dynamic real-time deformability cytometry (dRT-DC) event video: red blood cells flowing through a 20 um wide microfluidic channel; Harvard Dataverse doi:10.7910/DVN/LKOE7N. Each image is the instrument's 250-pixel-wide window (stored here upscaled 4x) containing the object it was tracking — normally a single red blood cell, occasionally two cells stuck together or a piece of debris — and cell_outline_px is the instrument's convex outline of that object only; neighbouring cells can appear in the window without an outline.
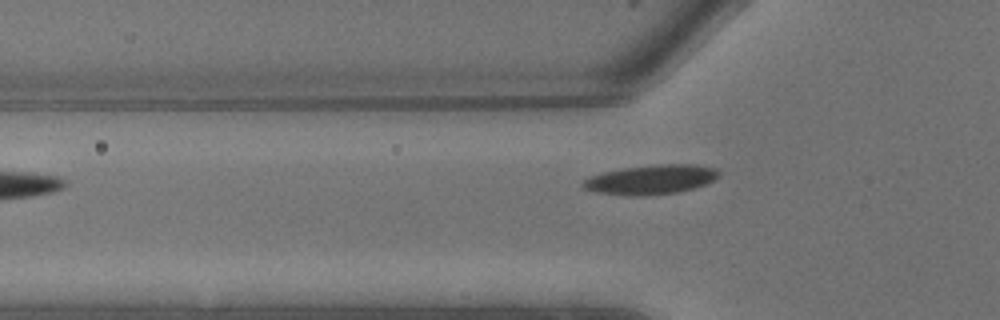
{"species": "common noctule bat (a hibernating species)", "species_latin": "Nyctalus noctula", "temperature_condition": "warm", "stored_images_in_passage": 8, "camera_frame_rate_fps": 3000, "um_per_image_px": 0.085, "animal": {"sex": "male", "body_mass_g": 13.3}, "frame": {"image": 1, "passage_image": 8, "time_ms": 2.333, "image_size_px": [1000, 320], "cell_outline_px": [[720, 176], [696, 188], [676, 192], [644, 196], [624, 196], [592, 192], [584, 188], [580, 184], [584, 180], [592, 176], [604, 172], [624, 168], [656, 164], [696, 164], [716, 168], [720, 172]], "centroid_in_image_um": [55.32, 15.27], "position_along_channel_um": 70.5, "area_um2": 23.52}}